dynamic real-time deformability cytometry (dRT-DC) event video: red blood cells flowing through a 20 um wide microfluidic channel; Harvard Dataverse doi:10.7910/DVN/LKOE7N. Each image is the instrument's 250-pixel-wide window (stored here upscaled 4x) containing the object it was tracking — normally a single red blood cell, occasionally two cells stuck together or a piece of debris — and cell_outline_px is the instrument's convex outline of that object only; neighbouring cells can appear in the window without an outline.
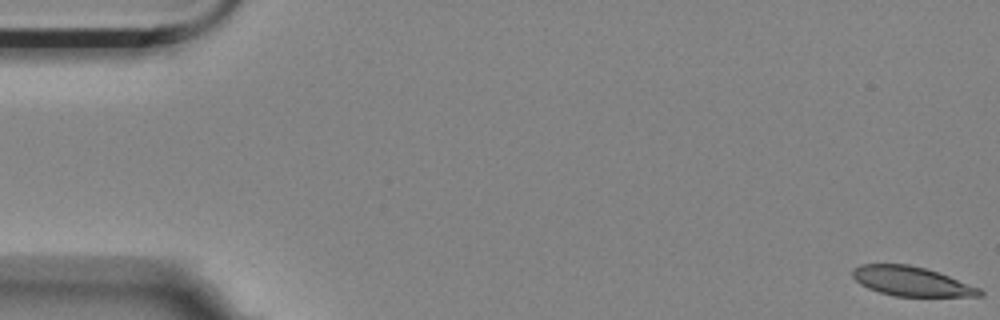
{"species": "Egyptian fruit bat (a non-hibernating species)", "species_latin": "Rousettus aegyptiacus", "temperature_condition": "room temperature", "stored_images_in_passage": 58, "camera_frame_rate_fps": 3000, "um_per_image_px": 0.085, "animal": {"sex": "female"}, "frame": {"image": 1, "passage_image": 1, "time_ms": 0.0, "image_size_px": [1000, 320], "cell_outline_px": [[984, 296], [892, 296], [868, 288], [860, 284], [852, 276], [852, 268], [860, 264], [908, 264], [924, 268], [948, 276], [980, 288], [984, 292]], "centroid_in_image_um": [77.44, 23.91], "position_along_channel_um": 7.6, "area_um2": 21.68}}
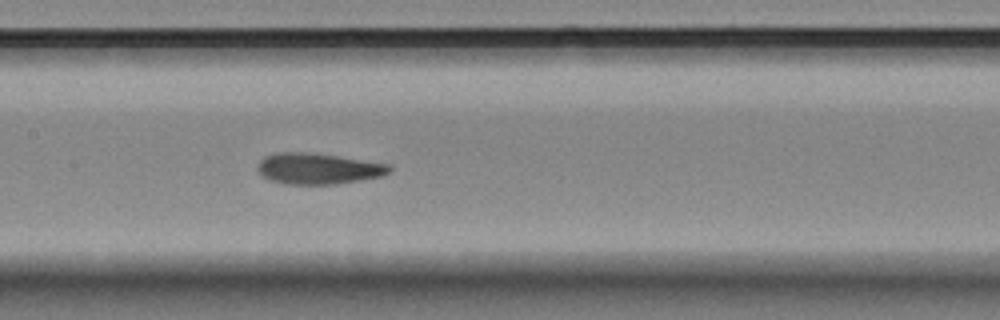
{"frame": {"image": 2, "passage_image": 28, "time_ms": 9.0, "image_size_px": [1000, 320], "cell_outline_px": [[392, 168], [384, 176], [360, 180], [332, 184], [284, 184], [272, 180], [264, 176], [256, 168], [256, 164], [264, 156], [276, 152], [312, 152], [392, 164]], "centroid_in_image_um": [27.05, 14.31], "position_along_channel_um": 180.3, "area_um2": 23.99}}
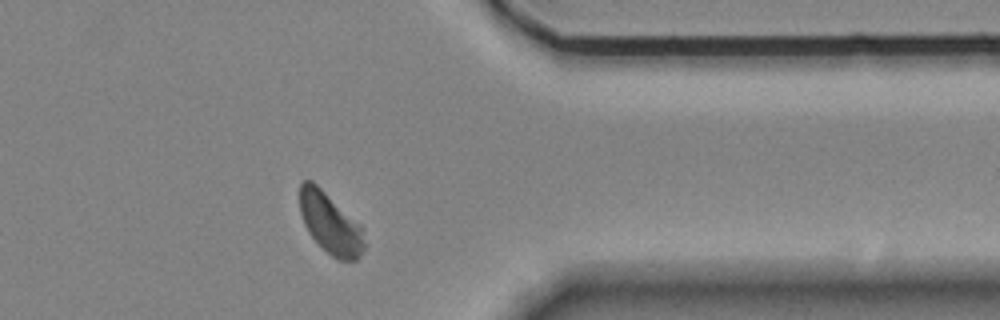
{"frame": {"image": 3, "passage_image": 47, "time_ms": 15.333, "image_size_px": [1000, 320], "cell_outline_px": [[364, 248], [360, 256], [356, 260], [336, 260], [308, 232], [304, 224], [300, 212], [300, 180], [312, 180], [360, 224], [364, 228]], "centroid_in_image_um": [28.08, 18.97], "position_along_channel_um": 383.3, "area_um2": 22.77}, "authors_computed_cell_mechanics": {"area_um2": 23.5824, "velocity_mm_per_s": 3.4053, "shape_relaxation_time_tau1_ms": 4.9225, "shape_relaxation_time_tau2_ms": 1.3253, "deformation_change_tau1": 0.1468, "deformation_change_tau2": 0.0659}}